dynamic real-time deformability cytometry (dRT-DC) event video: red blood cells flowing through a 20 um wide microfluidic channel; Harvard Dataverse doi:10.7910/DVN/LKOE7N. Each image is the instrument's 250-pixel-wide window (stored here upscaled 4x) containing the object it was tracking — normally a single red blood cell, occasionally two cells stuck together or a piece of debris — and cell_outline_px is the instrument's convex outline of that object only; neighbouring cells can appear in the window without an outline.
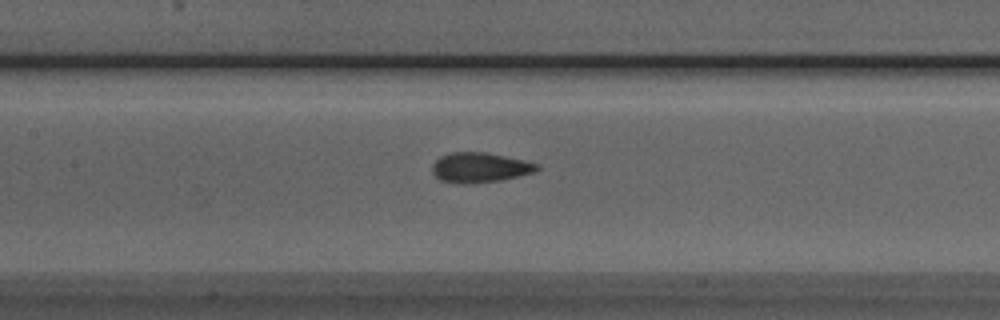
{"species": "Egyptian fruit bat (a non-hibernating species)", "species_latin": "Rousettus aegyptiacus", "temperature_condition": "room temperature", "stored_images_in_passage": 31, "camera_frame_rate_fps": 3000, "um_per_image_px": 0.085, "animal": {"sex": "male"}, "frame": {"image": 1, "passage_image": 8, "time_ms": 2.333, "image_size_px": [1000, 320], "cell_outline_px": [[540, 168], [532, 172], [500, 180], [440, 180], [432, 172], [432, 164], [440, 156], [452, 152], [484, 152], [524, 160], [540, 164]], "centroid_in_image_um": [40.81, 14.17], "position_along_channel_um": 166.6, "area_um2": 17.17}}
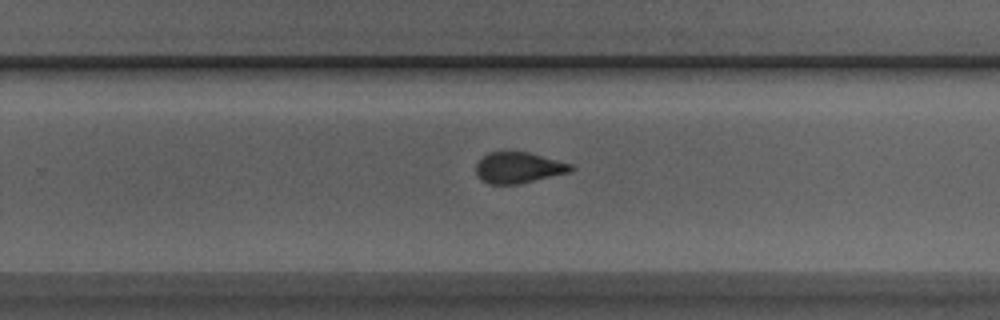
{"frame": {"image": 2, "passage_image": 17, "time_ms": 5.333, "image_size_px": [1000, 320], "cell_outline_px": [[576, 168], [568, 172], [516, 184], [488, 184], [476, 176], [476, 164], [488, 152], [528, 152], [572, 164]], "centroid_in_image_um": [44.04, 14.25], "position_along_channel_um": 285.8, "area_um2": 16.88}}
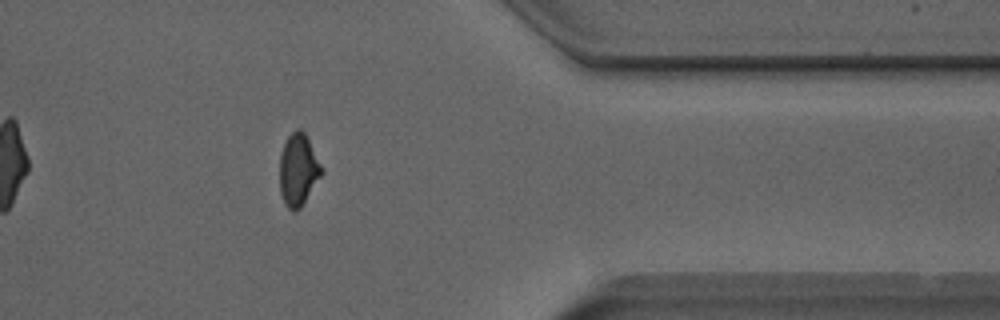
{"frame": {"image": 3, "passage_image": 26, "time_ms": 8.333, "image_size_px": [1000, 320], "cell_outline_px": [[324, 172], [300, 208], [296, 212], [292, 212], [284, 204], [280, 192], [280, 156], [284, 144], [288, 136], [296, 128], [300, 128], [304, 132]], "centroid_in_image_um": [25.33, 14.47], "position_along_channel_um": 386.1, "area_um2": 17.46}}